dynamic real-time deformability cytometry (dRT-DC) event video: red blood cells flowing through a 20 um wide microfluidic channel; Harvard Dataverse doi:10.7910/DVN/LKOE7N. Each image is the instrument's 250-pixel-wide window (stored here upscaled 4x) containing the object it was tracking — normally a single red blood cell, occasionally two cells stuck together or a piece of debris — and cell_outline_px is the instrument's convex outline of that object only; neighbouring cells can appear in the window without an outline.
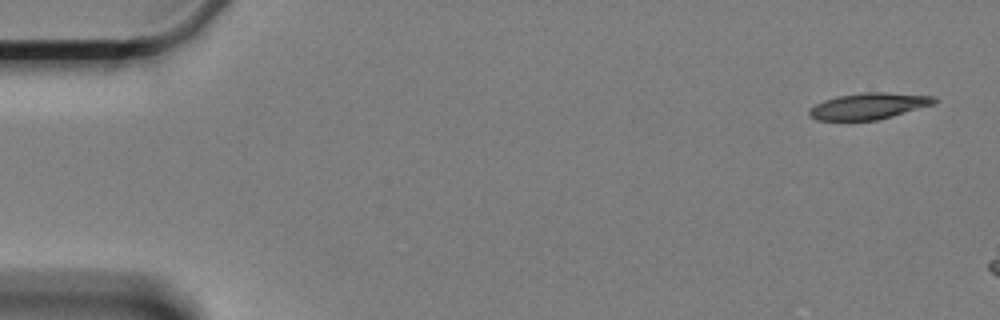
{"species": "Egyptian fruit bat (a non-hibernating species)", "species_latin": "Rousettus aegyptiacus", "temperature_condition": "cold", "stored_images_in_passage": 3, "camera_frame_rate_fps": 3000, "um_per_image_px": 0.085, "animal": {"sex": "female"}, "frame": {"image": 1, "passage_image": 1, "time_ms": 0.0, "image_size_px": [1000, 320], "cell_outline_px": [[940, 100], [936, 104], [892, 116], [876, 120], [816, 120], [808, 112], [816, 104], [824, 100], [836, 96], [860, 92], [888, 92], [936, 96]], "centroid_in_image_um": [73.92, 8.99], "position_along_channel_um": 11.1, "area_um2": 19.31}}